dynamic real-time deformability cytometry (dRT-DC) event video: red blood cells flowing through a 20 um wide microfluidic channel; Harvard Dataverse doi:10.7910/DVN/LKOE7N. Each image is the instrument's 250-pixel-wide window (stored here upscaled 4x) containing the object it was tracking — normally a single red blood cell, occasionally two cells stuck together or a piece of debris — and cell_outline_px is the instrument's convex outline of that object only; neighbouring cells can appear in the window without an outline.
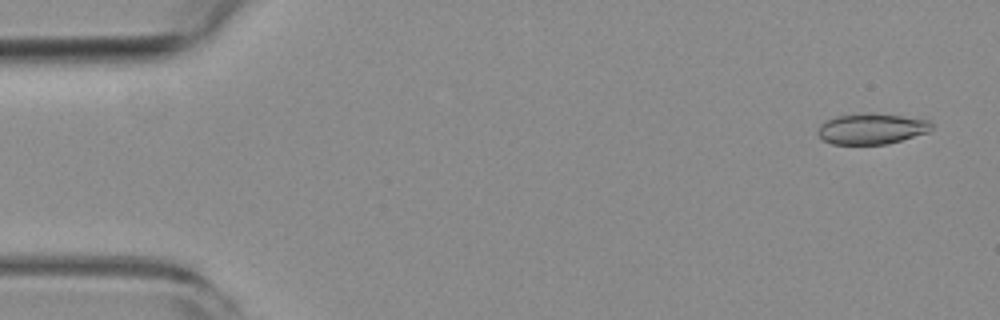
{"species": "common noctule bat (a hibernating species)", "species_latin": "Nyctalus noctula", "temperature_condition": "room temperature", "stored_images_in_passage": 2, "camera_frame_rate_fps": 3000, "um_per_image_px": 0.085, "animal": {"sex": "female", "body_mass_g": 19.3, "forearm_length_mm": 54.1}, "frame": {"image": 1, "passage_image": 1, "time_ms": 0.0, "image_size_px": [1000, 320], "cell_outline_px": [[932, 128], [928, 132], [888, 144], [832, 144], [824, 140], [816, 132], [820, 124], [836, 116], [868, 112], [872, 112], [928, 120], [932, 124]], "centroid_in_image_um": [74.07, 10.94], "position_along_channel_um": 10.9, "area_um2": 20.35}}